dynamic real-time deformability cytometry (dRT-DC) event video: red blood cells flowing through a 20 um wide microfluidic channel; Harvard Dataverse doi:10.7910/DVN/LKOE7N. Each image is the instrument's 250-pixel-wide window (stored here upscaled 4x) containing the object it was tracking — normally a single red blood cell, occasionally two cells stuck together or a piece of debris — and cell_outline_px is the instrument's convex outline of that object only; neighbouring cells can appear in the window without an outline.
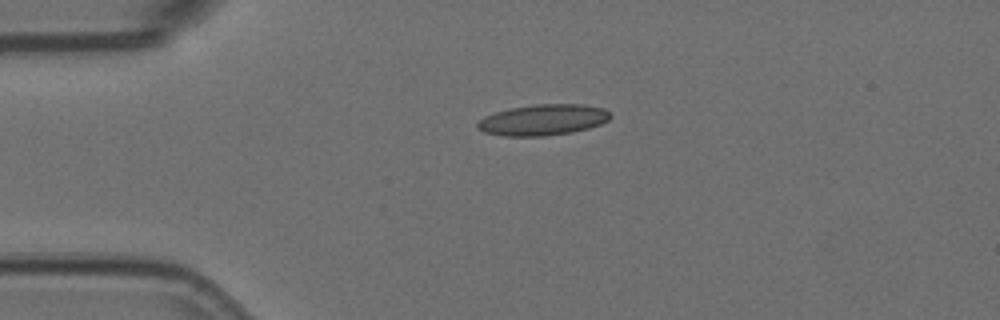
{"species": "Egyptian fruit bat (a non-hibernating species)", "species_latin": "Rousettus aegyptiacus", "temperature_condition": "room temperature", "stored_images_in_passage": 2, "camera_frame_rate_fps": 3000, "um_per_image_px": 0.085, "animal": {"sex": "female"}, "frame": {"image": 1, "passage_image": 1, "time_ms": 0.0, "image_size_px": [1000, 320], "cell_outline_px": [[612, 116], [608, 120], [600, 124], [588, 128], [572, 132], [544, 136], [504, 136], [484, 132], [476, 128], [476, 124], [484, 116], [496, 112], [512, 108], [536, 104], [584, 104], [604, 108]], "centroid_in_image_um": [46.15, 10.19], "position_along_channel_um": 38.8, "area_um2": 23.93}}